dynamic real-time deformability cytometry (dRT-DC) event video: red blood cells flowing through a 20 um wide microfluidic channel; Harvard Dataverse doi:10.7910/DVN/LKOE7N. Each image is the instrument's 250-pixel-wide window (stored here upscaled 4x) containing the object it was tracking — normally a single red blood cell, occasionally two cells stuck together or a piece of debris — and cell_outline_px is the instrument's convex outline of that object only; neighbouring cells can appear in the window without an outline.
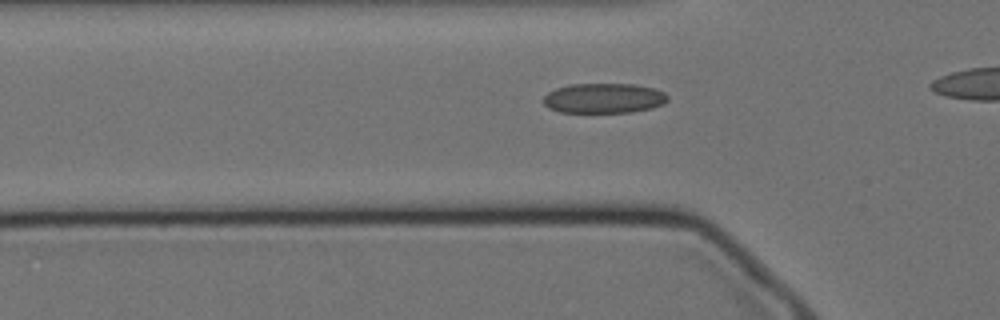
{"species": "Egyptian fruit bat (a non-hibernating species)", "species_latin": "Rousettus aegyptiacus", "temperature_condition": "cold", "stored_images_in_passage": 40, "camera_frame_rate_fps": 3000, "um_per_image_px": 0.085, "animal": {"sex": "female"}, "frame": {"image": 1, "passage_image": 13, "time_ms": 4.0, "image_size_px": [1000, 320], "cell_outline_px": [[668, 100], [664, 104], [652, 108], [632, 112], [560, 112], [548, 108], [544, 104], [544, 96], [548, 92], [556, 88], [572, 84], [632, 84], [652, 88], [664, 92], [668, 96]], "centroid_in_image_um": [51.33, 8.35], "position_along_channel_um": 74.5, "area_um2": 21.68}}
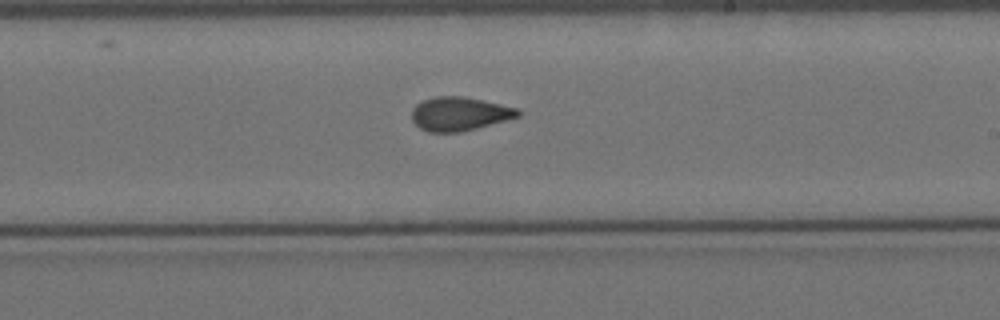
{"frame": {"image": 2, "passage_image": 28, "time_ms": 9.0, "image_size_px": [1000, 320], "cell_outline_px": [[520, 116], [476, 128], [460, 132], [428, 132], [420, 128], [412, 120], [412, 108], [416, 104], [424, 100], [436, 96], [464, 96], [516, 108], [520, 112]], "centroid_in_image_um": [39.01, 9.67], "position_along_channel_um": 250.0, "area_um2": 20.63}}
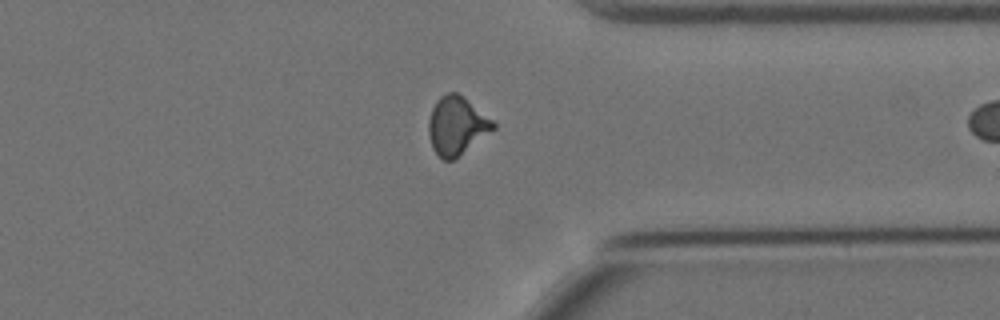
{"frame": {"image": 3, "passage_image": 39, "time_ms": 12.667, "image_size_px": [1000, 320], "cell_outline_px": [[496, 128], [452, 160], [444, 160], [432, 148], [428, 136], [428, 120], [432, 108], [436, 100], [440, 96], [448, 92], [456, 92], [464, 96], [492, 120], [496, 124]], "centroid_in_image_um": [38.79, 10.65], "position_along_channel_um": 372.6, "area_um2": 21.79}}